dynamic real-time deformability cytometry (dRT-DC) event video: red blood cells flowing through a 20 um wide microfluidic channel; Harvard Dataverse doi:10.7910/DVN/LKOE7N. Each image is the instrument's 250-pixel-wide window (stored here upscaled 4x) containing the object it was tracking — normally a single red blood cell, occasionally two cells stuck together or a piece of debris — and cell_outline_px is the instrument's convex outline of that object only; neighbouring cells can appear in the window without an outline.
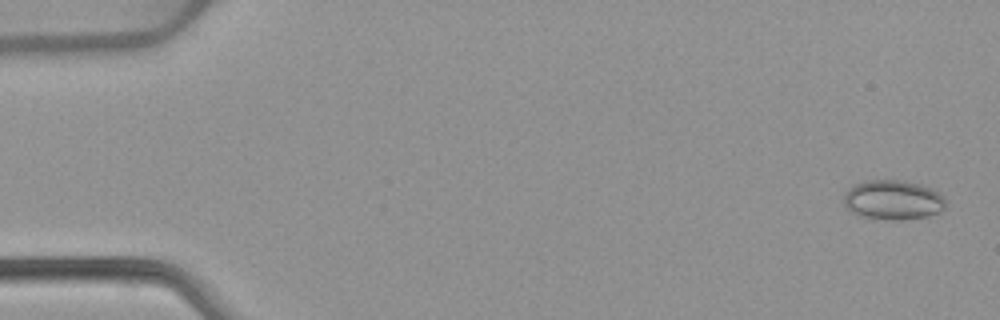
{"species": "common noctule bat (a hibernating species)", "species_latin": "Nyctalus noctula", "temperature_condition": "warm", "stored_images_in_passage": 52, "camera_frame_rate_fps": 3000, "um_per_image_px": 0.085, "animal": {"sex": "female", "body_mass_g": 22.7, "forearm_length_mm": 54.2}, "frame": {"image": 1, "passage_image": 2, "time_ms": 0.333, "image_size_px": [1000, 320], "cell_outline_px": [[944, 208], [928, 216], [900, 220], [892, 220], [860, 216], [852, 212], [844, 204], [844, 192], [848, 188], [856, 184], [868, 180], [904, 180], [920, 184], [932, 188], [944, 196]], "centroid_in_image_um": [75.89, 16.98], "position_along_channel_um": 9.1, "area_um2": 23.47}}
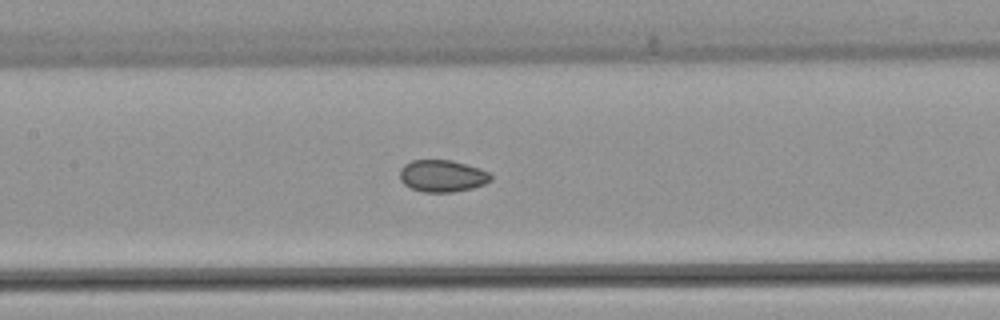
{"frame": {"image": 2, "passage_image": 25, "time_ms": 8.0, "image_size_px": [1000, 320], "cell_outline_px": [[492, 180], [484, 184], [472, 188], [452, 192], [424, 192], [412, 188], [404, 184], [400, 180], [400, 168], [404, 164], [412, 160], [452, 160], [480, 168], [488, 172], [492, 176]], "centroid_in_image_um": [37.59, 14.95], "position_along_channel_um": 169.8, "area_um2": 16.99}}
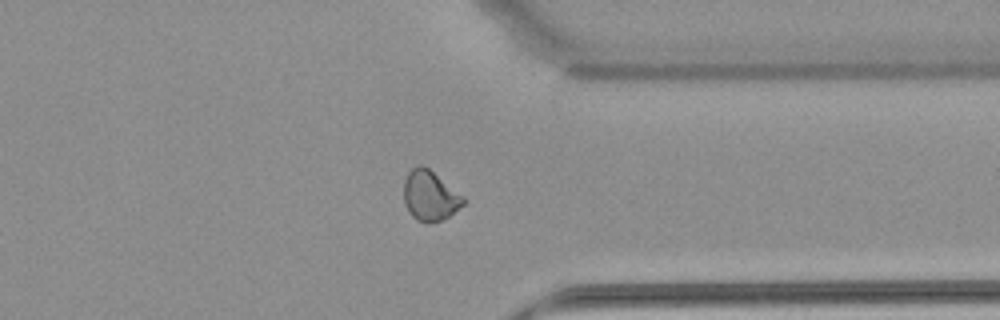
{"frame": {"image": 3, "passage_image": 41, "time_ms": 13.333, "image_size_px": [1000, 320], "cell_outline_px": [[468, 200], [464, 204], [448, 216], [440, 220], [428, 224], [416, 220], [412, 216], [404, 204], [404, 180], [408, 172], [416, 164], [420, 164], [428, 168], [464, 196]], "centroid_in_image_um": [36.54, 16.63], "position_along_channel_um": 374.9, "area_um2": 17.46}, "authors_computed_cell_mechanics": {"area_um2": 18.0625, "velocity_mm_per_s": 3.9112, "shape_relaxation_time_tau1_ms": null, "shape_relaxation_time_tau2_ms": 1.9578, "deformation_change_tau1": null, "deformation_change_tau2": 0.0521}}